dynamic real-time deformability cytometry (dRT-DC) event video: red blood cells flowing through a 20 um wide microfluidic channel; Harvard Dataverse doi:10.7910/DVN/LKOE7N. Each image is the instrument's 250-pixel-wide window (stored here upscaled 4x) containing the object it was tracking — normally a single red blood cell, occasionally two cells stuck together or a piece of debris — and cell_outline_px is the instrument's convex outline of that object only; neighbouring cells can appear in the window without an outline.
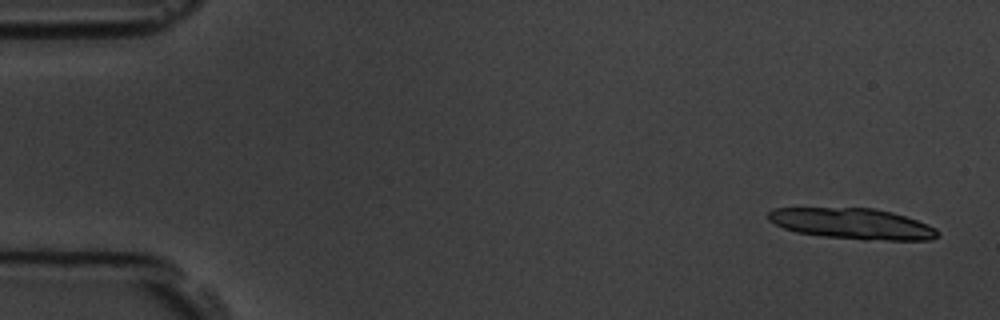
{"species": "common noctule bat (a hibernating species)", "species_latin": "Nyctalus noctula", "temperature_condition": "room temperature", "stored_images_in_passage": 6, "camera_frame_rate_fps": 3000, "um_per_image_px": 0.085, "animal": {"sex": "male", "body_mass_g": 19.5, "forearm_length_mm": 54.6}, "frame": {"image": 1, "passage_image": 1, "time_ms": 0.0, "image_size_px": [1000, 320], "cell_outline_px": [[940, 236], [932, 240], [864, 240], [824, 236], [796, 232], [784, 228], [768, 220], [768, 212], [772, 208], [876, 208], [892, 212], [928, 224], [936, 228], [940, 232]], "centroid_in_image_um": [72.49, 19.02], "position_along_channel_um": 12.5, "area_um2": 30.58}}